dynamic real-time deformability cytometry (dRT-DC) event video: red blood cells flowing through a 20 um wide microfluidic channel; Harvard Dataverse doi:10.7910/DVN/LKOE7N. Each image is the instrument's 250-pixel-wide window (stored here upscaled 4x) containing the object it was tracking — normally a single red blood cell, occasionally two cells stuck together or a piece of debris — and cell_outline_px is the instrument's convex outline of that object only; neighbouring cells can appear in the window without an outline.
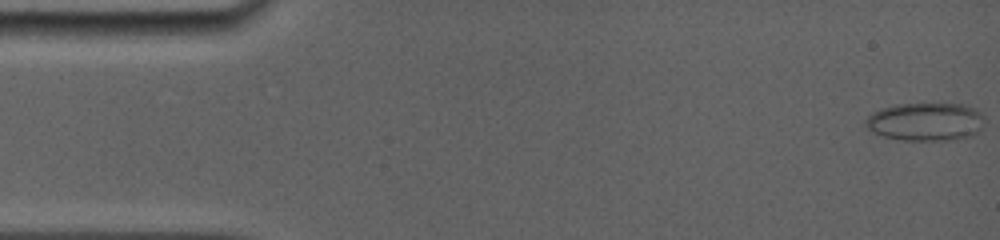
{"species": "common noctule bat (a hibernating species)", "species_latin": "Nyctalus noctula", "temperature_condition": "room temperature", "stored_images_in_passage": 115, "camera_frame_rate_fps": 5000, "um_per_image_px": 0.085, "animal": {"sex": "female", "body_mass_g": 19.0, "forearm_length_mm": 56.7}, "frame": {"image": 1, "passage_image": 1, "time_ms": 0.0, "image_size_px": [1000, 240], "cell_outline_px": [[984, 116], [980, 128], [976, 132], [968, 136], [948, 140], [904, 140], [884, 136], [872, 132], [864, 124], [864, 120], [872, 112], [880, 108], [892, 104], [964, 104], [980, 112]], "centroid_in_image_um": [78.61, 10.33], "position_along_channel_um": 6.4, "area_um2": 26.3}}
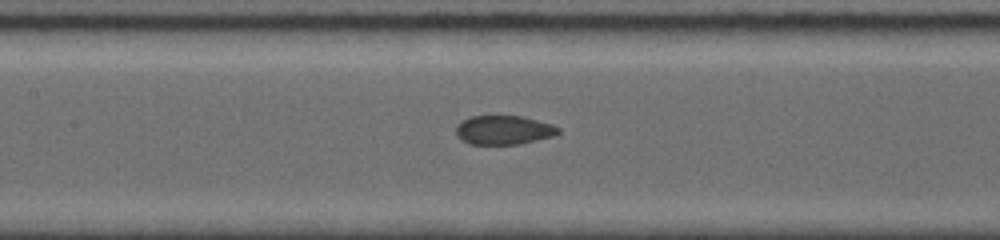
{"frame": {"image": 2, "passage_image": 50, "time_ms": 7.2, "image_size_px": [1000, 240], "cell_outline_px": [[560, 132], [552, 136], [536, 140], [516, 144], [468, 144], [456, 136], [456, 124], [460, 120], [468, 116], [520, 116], [552, 124], [560, 128]], "centroid_in_image_um": [42.75, 11.04], "position_along_channel_um": 164.7, "area_um2": 17.34}}
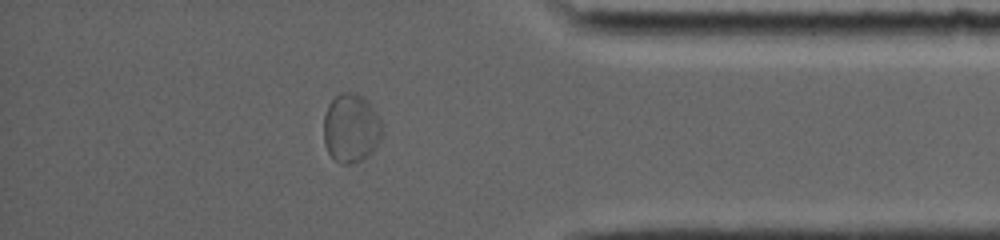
{"frame": {"image": 3, "passage_image": 100, "time_ms": 13.6, "image_size_px": [1000, 240], "cell_outline_px": [[384, 132], [380, 140], [372, 152], [368, 156], [356, 164], [340, 164], [328, 152], [324, 144], [324, 116], [328, 104], [340, 92], [352, 92], [364, 96], [368, 100], [376, 112], [380, 120]], "centroid_in_image_um": [29.85, 10.9], "position_along_channel_um": 405.3, "area_um2": 23.87}}